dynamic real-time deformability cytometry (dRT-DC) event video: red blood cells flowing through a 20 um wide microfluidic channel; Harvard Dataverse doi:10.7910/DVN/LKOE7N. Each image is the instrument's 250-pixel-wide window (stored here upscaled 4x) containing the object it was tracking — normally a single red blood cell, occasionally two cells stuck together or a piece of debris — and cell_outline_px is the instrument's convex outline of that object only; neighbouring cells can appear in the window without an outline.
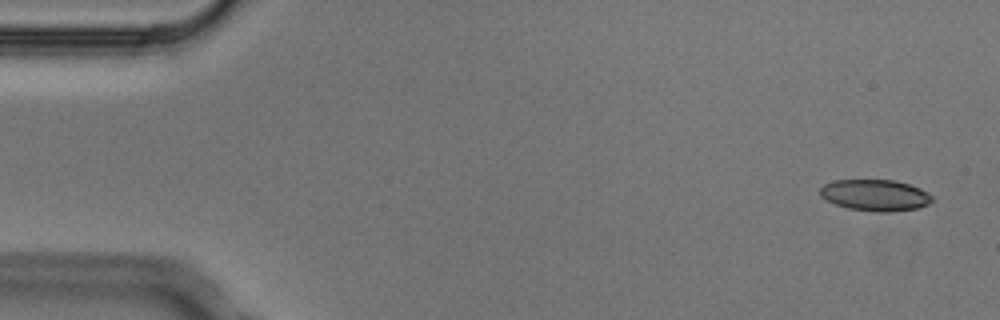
{"species": "Egyptian fruit bat (a non-hibernating species)", "species_latin": "Rousettus aegyptiacus", "temperature_condition": "cold", "stored_images_in_passage": 5, "camera_frame_rate_fps": 3000, "um_per_image_px": 0.085, "animal": {"sex": "male"}, "frame": {"image": 1, "passage_image": 1, "time_ms": 0.0, "image_size_px": [1000, 320], "cell_outline_px": [[932, 200], [928, 204], [916, 208], [892, 212], [872, 212], [848, 208], [824, 200], [820, 196], [820, 188], [824, 184], [836, 180], [896, 180], [920, 188], [932, 196]], "centroid_in_image_um": [74.36, 16.6], "position_along_channel_um": 10.6, "area_um2": 20.52}}
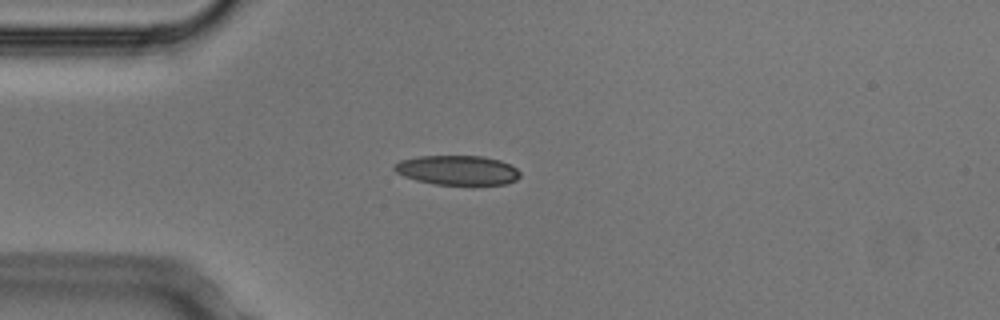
{"frame": {"image": 2, "passage_image": 4, "time_ms": 1.0, "image_size_px": [1000, 320], "cell_outline_px": [[520, 176], [516, 180], [508, 184], [472, 188], [436, 184], [416, 180], [404, 176], [396, 172], [392, 168], [392, 164], [400, 160], [420, 156], [484, 156], [500, 160], [516, 168], [520, 172]], "centroid_in_image_um": [38.92, 14.52], "position_along_channel_um": 46.1, "area_um2": 22.66}}